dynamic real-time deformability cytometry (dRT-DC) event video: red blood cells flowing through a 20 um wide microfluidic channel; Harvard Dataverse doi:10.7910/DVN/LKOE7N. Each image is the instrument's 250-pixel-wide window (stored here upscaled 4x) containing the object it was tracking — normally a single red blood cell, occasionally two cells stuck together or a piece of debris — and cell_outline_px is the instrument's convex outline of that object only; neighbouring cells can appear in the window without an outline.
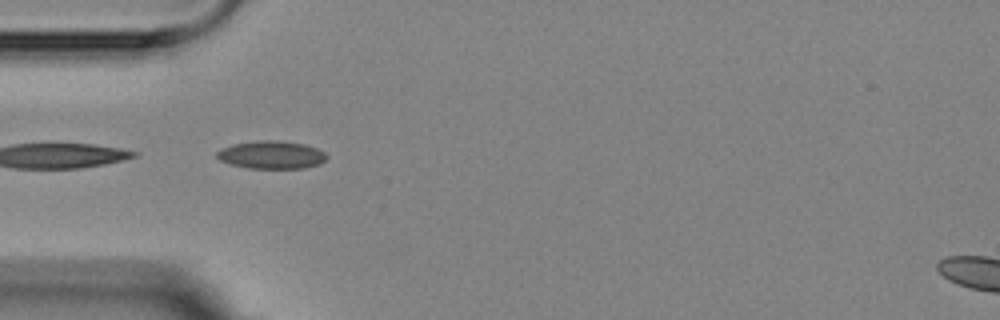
{"species": "Egyptian fruit bat (a non-hibernating species)", "species_latin": "Rousettus aegyptiacus", "temperature_condition": "room temperature", "stored_images_in_passage": 6, "segment_of_instrument_passage": [2, 2], "camera_frame_rate_fps": 3000, "um_per_image_px": 0.085, "animal": {"sex": "female"}, "frame": {"image": 1, "passage_image": 5, "time_ms": 4.667, "image_size_px": [1000, 320], "cell_outline_px": [[328, 156], [320, 164], [304, 168], [248, 168], [232, 164], [220, 160], [216, 156], [216, 152], [220, 148], [232, 144], [256, 140], [276, 140], [304, 144], [316, 148], [324, 152]], "centroid_in_image_um": [23.05, 13.15], "position_along_channel_um": 61.9, "area_um2": 17.86}}